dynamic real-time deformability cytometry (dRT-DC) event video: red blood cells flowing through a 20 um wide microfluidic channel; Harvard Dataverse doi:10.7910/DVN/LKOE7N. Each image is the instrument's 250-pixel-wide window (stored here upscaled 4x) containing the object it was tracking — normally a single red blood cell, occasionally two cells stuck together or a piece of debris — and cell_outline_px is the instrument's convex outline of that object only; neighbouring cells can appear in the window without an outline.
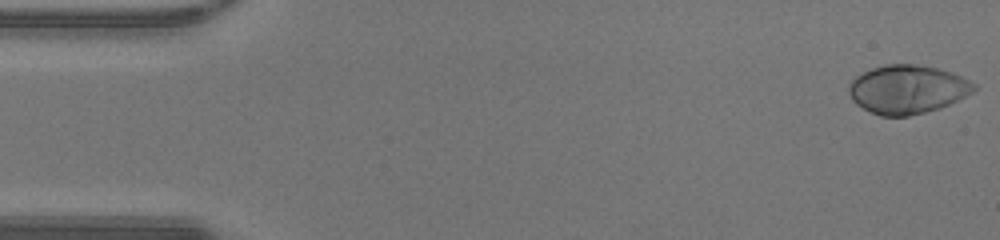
{"species": "human", "species_latin": "Homo sapiens", "temperature_condition": "warm", "stored_images_in_passage": 48, "camera_frame_rate_fps": 3000, "um_per_image_px": 0.085, "donor": {"sex": "male"}, "frame": {"image": 1, "passage_image": 1, "time_ms": 0.0, "image_size_px": [1000, 240], "cell_outline_px": [[976, 88], [972, 92], [940, 108], [908, 116], [880, 116], [856, 104], [852, 100], [848, 92], [848, 84], [856, 76], [872, 68], [884, 64], [916, 64], [936, 68], [952, 72], [976, 84]], "centroid_in_image_um": [77.09, 7.59], "position_along_channel_um": 7.9, "area_um2": 35.26}}
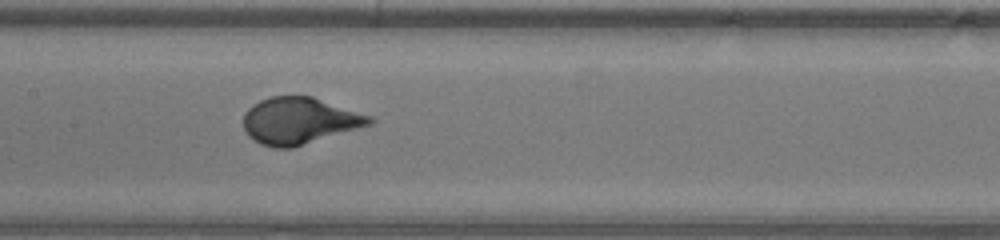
{"frame": {"image": 2, "passage_image": 23, "time_ms": 7.333, "image_size_px": [1000, 240], "cell_outline_px": [[376, 120], [372, 124], [292, 148], [272, 148], [260, 144], [252, 140], [248, 136], [244, 128], [244, 112], [252, 104], [260, 100], [272, 96], [312, 96], [372, 116]], "centroid_in_image_um": [25.43, 10.27], "position_along_channel_um": 182.0, "area_um2": 34.45}}
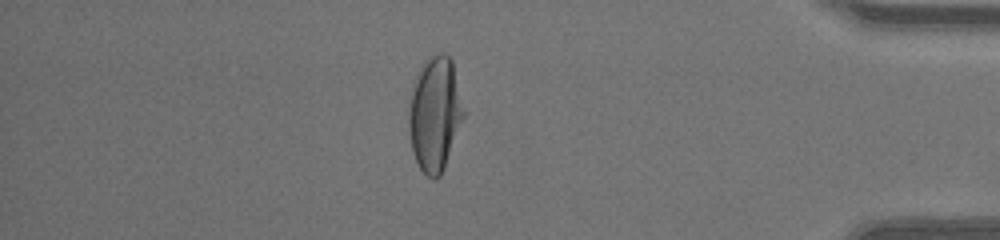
{"frame": {"image": 3, "passage_image": 41, "time_ms": 13.333, "image_size_px": [1000, 240], "cell_outline_px": [[464, 116], [444, 168], [440, 176], [436, 180], [432, 180], [420, 168], [412, 152], [408, 124], [412, 88], [420, 64], [428, 56], [436, 52], [444, 52], [452, 60], [464, 112]], "centroid_in_image_um": [36.95, 9.66], "position_along_channel_um": 398.3, "area_um2": 36.41}, "authors_computed_cell_mechanics": {"area_um2": 34.9401, "velocity_mm_per_s": 4.2906, "shape_relaxation_time_tau1_ms": 2.7668, "shape_relaxation_time_tau2_ms": null, "deformation_change_tau1": 0.2127, "deformation_change_tau2": null}}